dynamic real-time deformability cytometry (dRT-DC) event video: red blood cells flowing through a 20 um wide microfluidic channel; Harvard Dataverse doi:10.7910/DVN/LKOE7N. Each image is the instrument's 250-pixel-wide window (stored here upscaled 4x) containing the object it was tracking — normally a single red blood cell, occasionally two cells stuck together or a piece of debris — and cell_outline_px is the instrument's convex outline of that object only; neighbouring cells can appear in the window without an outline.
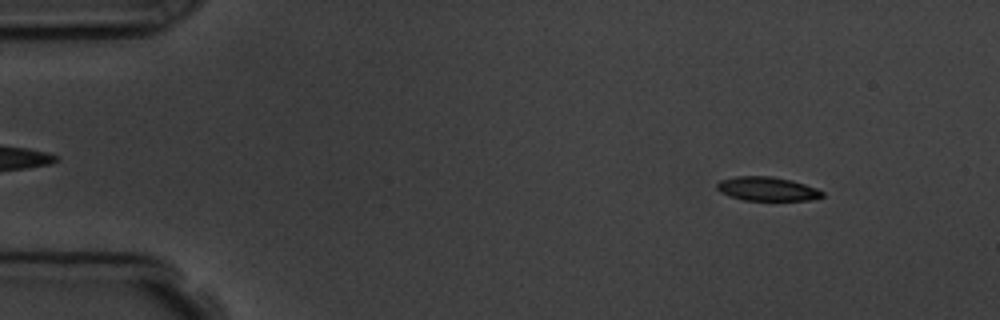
{"species": "common noctule bat (a hibernating species)", "species_latin": "Nyctalus noctula", "temperature_condition": "room temperature", "stored_images_in_passage": 4, "camera_frame_rate_fps": 3000, "um_per_image_px": 0.085, "animal": {"sex": "male", "body_mass_g": 19.5, "forearm_length_mm": 54.6}, "frame": {"image": 1, "passage_image": 1, "time_ms": 0.0, "image_size_px": [1000, 320], "cell_outline_px": [[824, 196], [808, 200], [744, 200], [728, 196], [720, 192], [716, 188], [716, 184], [720, 180], [736, 176], [772, 176], [792, 180], [816, 188], [824, 192]], "centroid_in_image_um": [65.18, 16.05], "position_along_channel_um": 19.8, "area_um2": 14.74}}
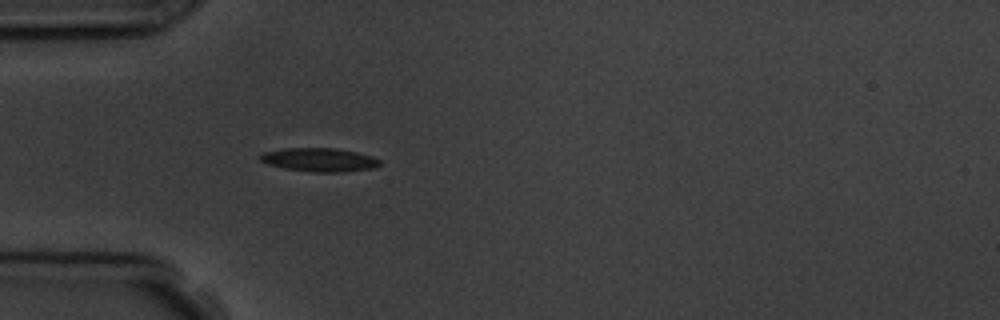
{"frame": {"image": 2, "passage_image": 4, "time_ms": 3.333, "image_size_px": [1000, 320], "cell_outline_px": [[380, 164], [376, 168], [344, 172], [308, 172], [284, 168], [268, 164], [260, 160], [256, 156], [264, 152], [284, 148], [336, 148], [356, 152], [372, 156], [380, 160]], "centroid_in_image_um": [27.14, 13.59], "position_along_channel_um": 57.9, "area_um2": 16.65}}